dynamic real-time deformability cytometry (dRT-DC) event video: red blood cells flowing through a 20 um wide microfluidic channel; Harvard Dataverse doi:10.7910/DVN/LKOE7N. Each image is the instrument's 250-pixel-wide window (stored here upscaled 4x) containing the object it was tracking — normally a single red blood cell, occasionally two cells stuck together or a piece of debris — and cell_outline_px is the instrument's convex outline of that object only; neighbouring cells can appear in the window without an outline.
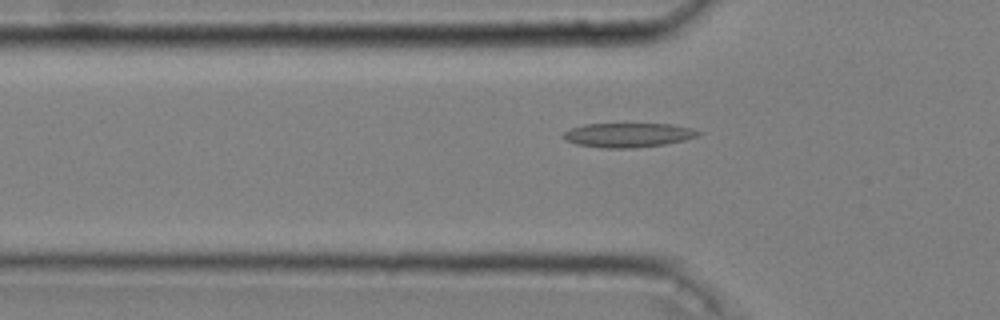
{"species": "common noctule bat (a hibernating species)", "species_latin": "Nyctalus noctula", "temperature_condition": "cold", "stored_images_in_passage": 49, "camera_frame_rate_fps": 3000, "um_per_image_px": 0.085, "animal": {"sex": "male", "body_mass_g": 20.4}, "frame": {"image": 1, "passage_image": 18, "time_ms": 5.667, "image_size_px": [1000, 320], "cell_outline_px": [[704, 132], [696, 136], [684, 140], [664, 144], [632, 148], [600, 148], [576, 144], [564, 140], [560, 136], [564, 132], [572, 128], [584, 124], [672, 124], [692, 128]], "centroid_in_image_um": [53.36, 11.48], "position_along_channel_um": 72.4, "area_um2": 19.19}}
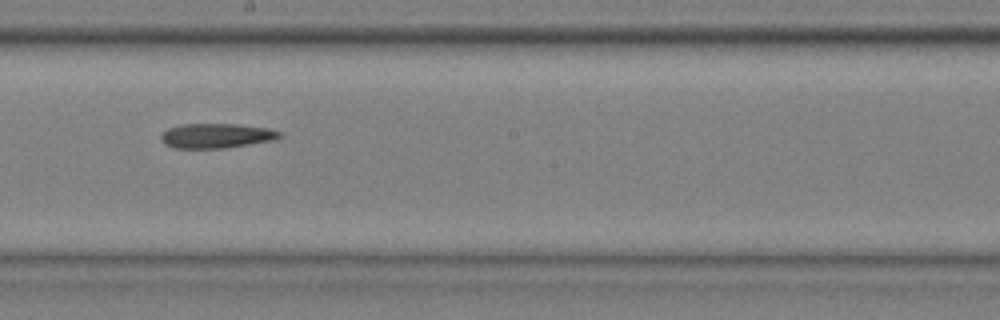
{"frame": {"image": 2, "passage_image": 31, "time_ms": 10.0, "image_size_px": [1000, 320], "cell_outline_px": [[284, 136], [276, 140], [224, 148], [172, 148], [164, 144], [160, 140], [160, 136], [168, 128], [184, 124], [236, 124], [268, 128], [280, 132]], "centroid_in_image_um": [18.4, 11.54], "position_along_channel_um": 229.8, "area_um2": 17.17}}
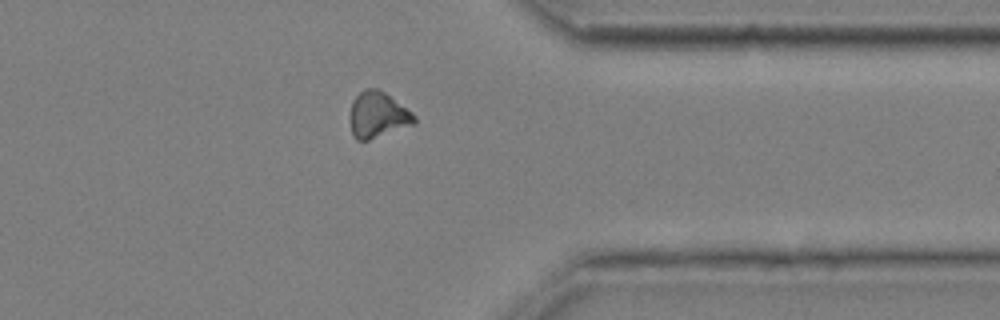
{"frame": {"image": 3, "passage_image": 44, "time_ms": 14.333, "image_size_px": [1000, 320], "cell_outline_px": [[416, 124], [368, 140], [356, 140], [352, 136], [348, 120], [352, 100], [364, 88], [376, 88], [384, 92], [412, 112], [416, 116]], "centroid_in_image_um": [32.07, 9.78], "position_along_channel_um": 379.3, "area_um2": 17.51}}